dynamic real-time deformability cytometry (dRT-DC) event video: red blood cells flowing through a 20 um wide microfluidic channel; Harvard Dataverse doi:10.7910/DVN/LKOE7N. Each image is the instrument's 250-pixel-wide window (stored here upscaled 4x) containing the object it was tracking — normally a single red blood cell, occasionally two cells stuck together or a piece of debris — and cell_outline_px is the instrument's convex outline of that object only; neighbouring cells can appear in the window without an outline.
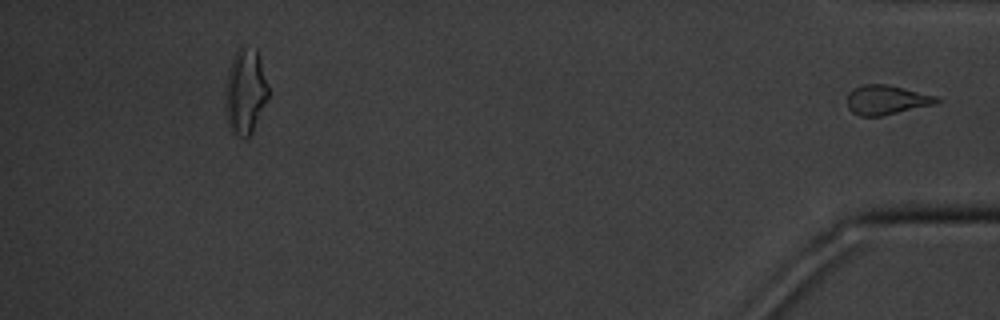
{"species": "common noctule bat (a hibernating species)", "species_latin": "Nyctalus noctula", "temperature_condition": "cold", "stored_images_in_passage": 12, "segment_of_instrument_passage": [2, 2], "camera_frame_rate_fps": 3000, "um_per_image_px": 0.085, "animal": {"sex": "male", "body_mass_g": 20.1, "forearm_length_mm": 53.5}, "frame": {"image": 1, "passage_image": 12, "time_ms": 13.333, "image_size_px": [1000, 320], "cell_outline_px": [[940, 100], [936, 104], [880, 116], [860, 116], [852, 112], [848, 108], [848, 92], [852, 88], [864, 84], [888, 84], [936, 96]], "centroid_in_image_um": [75.32, 8.48], "position_along_channel_um": 359.9, "area_um2": 15.32}}